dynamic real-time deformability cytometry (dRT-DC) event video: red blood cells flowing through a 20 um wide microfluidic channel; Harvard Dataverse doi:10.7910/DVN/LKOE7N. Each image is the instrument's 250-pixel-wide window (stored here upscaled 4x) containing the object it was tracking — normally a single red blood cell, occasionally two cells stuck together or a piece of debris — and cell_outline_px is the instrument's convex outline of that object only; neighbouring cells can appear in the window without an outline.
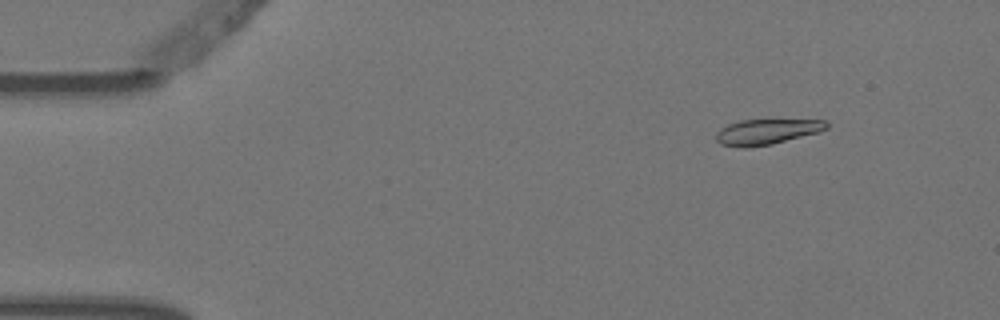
{"species": "Egyptian fruit bat (a non-hibernating species)", "species_latin": "Rousettus aegyptiacus", "temperature_condition": "warm", "stored_images_in_passage": 5, "camera_frame_rate_fps": 3000, "um_per_image_px": 0.085, "animal": {"sex": "female"}, "frame": {"image": 1, "passage_image": 2, "time_ms": 0.333, "image_size_px": [1000, 320], "cell_outline_px": [[828, 128], [816, 132], [772, 144], [748, 148], [744, 148], [720, 144], [716, 140], [716, 132], [720, 128], [728, 124], [740, 120], [828, 120]], "centroid_in_image_um": [65.12, 11.2], "position_along_channel_um": 19.9, "area_um2": 16.24}}